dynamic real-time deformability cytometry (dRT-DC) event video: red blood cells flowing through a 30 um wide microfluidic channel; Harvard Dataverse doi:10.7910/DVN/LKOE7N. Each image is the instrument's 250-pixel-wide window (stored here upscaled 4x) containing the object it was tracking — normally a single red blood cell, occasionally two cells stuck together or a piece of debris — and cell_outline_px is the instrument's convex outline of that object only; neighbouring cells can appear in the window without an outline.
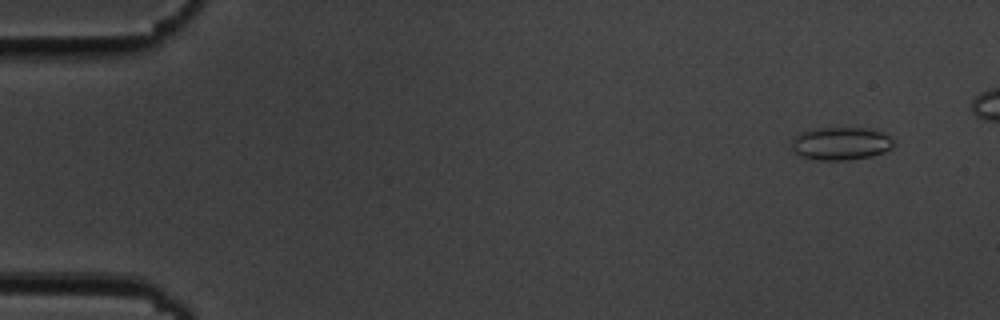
{"species": "common noctule bat (a hibernating species)", "species_latin": "Nyctalus noctula", "temperature_condition": "cold", "stored_images_in_passage": 50, "camera_frame_rate_fps": 3000, "um_per_image_px": 0.085, "animal": {"sex": "male", "body_mass_g": 19.5, "forearm_length_mm": 54.6}, "frame": {"image": 1, "passage_image": 4, "time_ms": 1.0, "image_size_px": [1000, 320], "cell_outline_px": [[896, 140], [892, 148], [884, 152], [872, 156], [848, 160], [820, 160], [804, 156], [792, 152], [792, 136], [800, 132], [816, 128], [872, 128], [884, 132]], "centroid_in_image_um": [71.51, 12.18], "position_along_channel_um": 13.5, "area_um2": 19.94}}
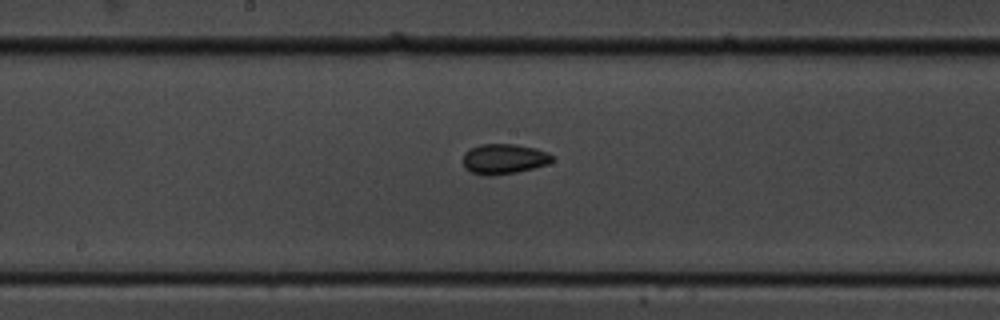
{"frame": {"image": 2, "passage_image": 29, "time_ms": 9.333, "image_size_px": [1000, 320], "cell_outline_px": [[552, 160], [548, 164], [516, 172], [492, 176], [488, 176], [472, 172], [464, 168], [464, 152], [480, 144], [516, 144], [536, 148], [548, 152], [552, 156]], "centroid_in_image_um": [42.83, 13.5], "position_along_channel_um": 205.4, "area_um2": 15.61}}
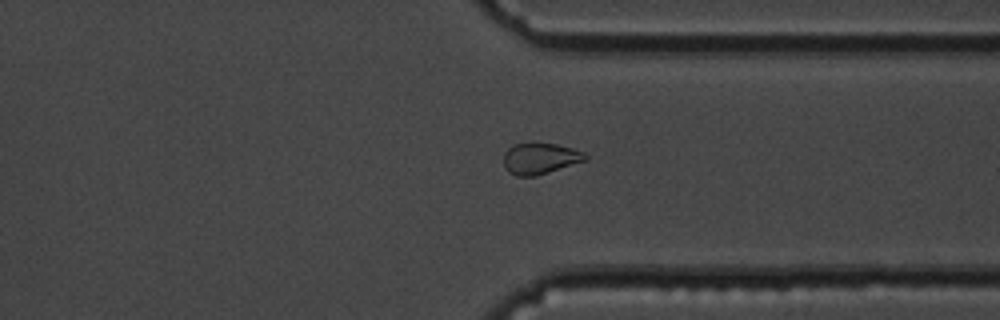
{"frame": {"image": 3, "passage_image": 42, "time_ms": 13.667, "image_size_px": [1000, 320], "cell_outline_px": [[588, 160], [536, 176], [516, 176], [508, 172], [504, 168], [504, 152], [512, 144], [532, 140], [556, 144], [572, 148], [584, 152], [588, 156]], "centroid_in_image_um": [45.89, 13.43], "position_along_channel_um": 365.5, "area_um2": 15.49}}